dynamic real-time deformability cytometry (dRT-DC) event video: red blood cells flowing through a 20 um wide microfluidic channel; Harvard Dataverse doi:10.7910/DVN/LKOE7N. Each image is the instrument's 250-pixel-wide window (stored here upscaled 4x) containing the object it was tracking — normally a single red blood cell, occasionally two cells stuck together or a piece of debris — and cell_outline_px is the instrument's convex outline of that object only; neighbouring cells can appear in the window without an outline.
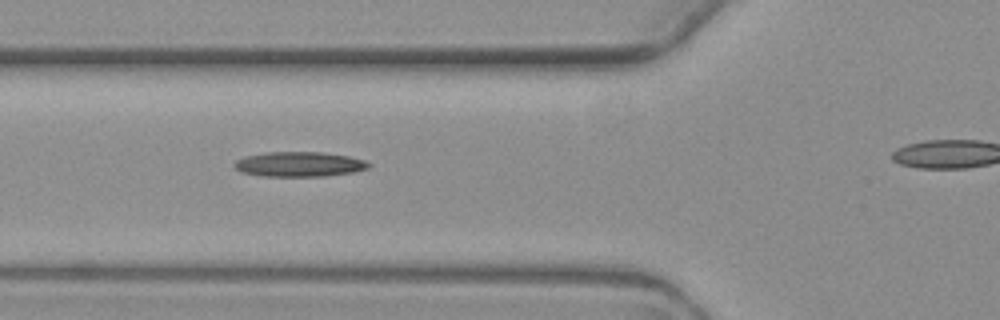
{"species": "common noctule bat (a hibernating species)", "species_latin": "Nyctalus noctula", "temperature_condition": "warm", "stored_images_in_passage": 7, "camera_frame_rate_fps": 3000, "um_per_image_px": 0.085, "animal": {"sex": "female", "body_mass_g": 19.3, "forearm_length_mm": 54.1}, "frame": {"image": 1, "passage_image": 3, "time_ms": 2.333, "image_size_px": [1000, 320], "cell_outline_px": [[372, 164], [368, 168], [352, 172], [324, 176], [260, 176], [240, 172], [232, 164], [236, 160], [244, 156], [264, 152], [324, 152], [348, 156], [364, 160]], "centroid_in_image_um": [25.39, 13.95], "position_along_channel_um": 100.4, "area_um2": 19.59}}
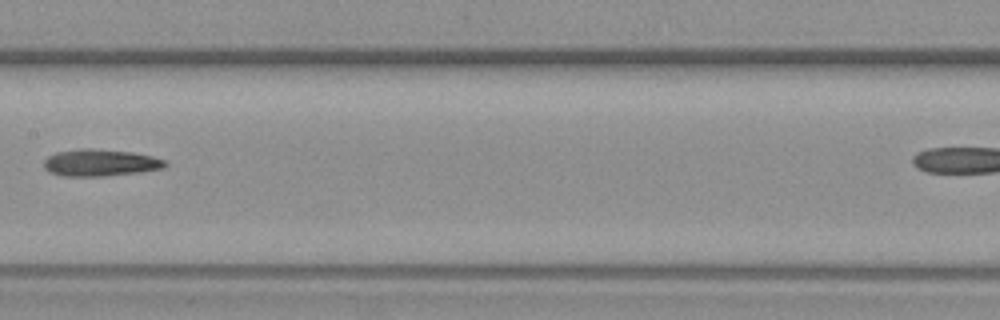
{"frame": {"image": 2, "passage_image": 5, "time_ms": 5.0, "image_size_px": [1000, 320], "cell_outline_px": [[168, 164], [164, 168], [140, 172], [104, 176], [64, 176], [48, 172], [44, 168], [44, 160], [48, 156], [56, 152], [80, 148], [92, 148], [132, 152], [152, 156], [164, 160]], "centroid_in_image_um": [8.5, 13.83], "position_along_channel_um": 198.9, "area_um2": 19.13}}
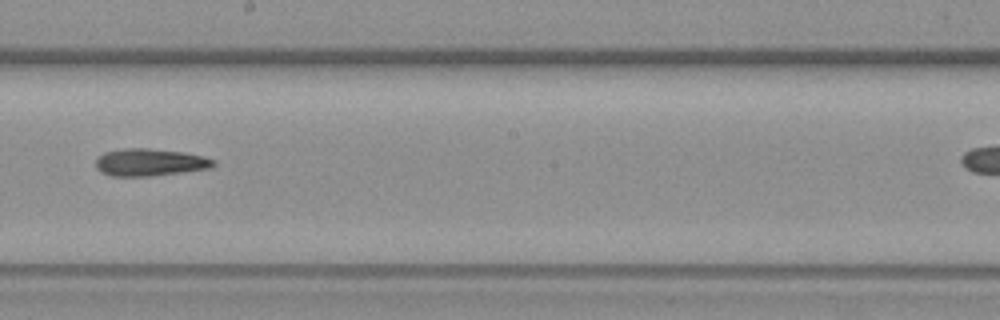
{"frame": {"image": 3, "passage_image": 6, "time_ms": 6.0, "image_size_px": [1000, 320], "cell_outline_px": [[216, 164], [208, 168], [152, 176], [112, 176], [100, 172], [96, 168], [96, 156], [104, 152], [124, 148], [148, 148], [184, 152], [204, 156], [216, 160]], "centroid_in_image_um": [12.7, 13.79], "position_along_channel_um": 235.5, "area_um2": 18.84}}